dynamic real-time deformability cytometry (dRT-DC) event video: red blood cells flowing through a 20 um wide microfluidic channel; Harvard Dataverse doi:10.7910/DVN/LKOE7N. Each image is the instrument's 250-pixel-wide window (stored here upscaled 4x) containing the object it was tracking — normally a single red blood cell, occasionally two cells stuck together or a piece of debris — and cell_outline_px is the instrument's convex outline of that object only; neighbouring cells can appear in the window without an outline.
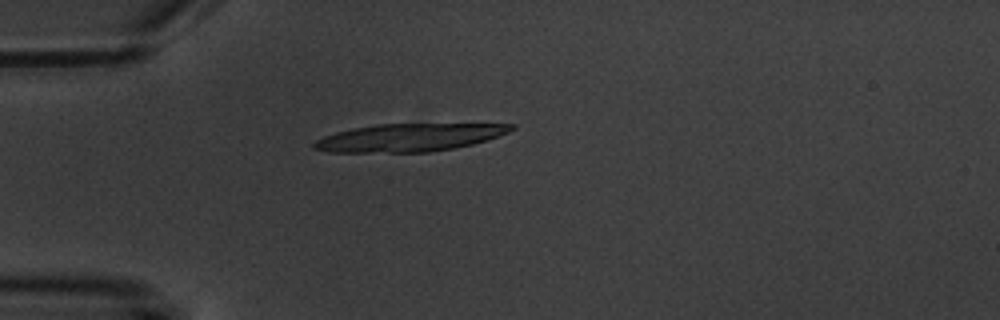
{"species": "common noctule bat (a hibernating species)", "species_latin": "Nyctalus noctula", "temperature_condition": "warm", "stored_images_in_passage": 5, "camera_frame_rate_fps": 3000, "um_per_image_px": 0.085, "animal": {"sex": "male", "body_mass_g": 20.1, "forearm_length_mm": 53.5}, "frame": {"image": 1, "passage_image": 4, "time_ms": 4.333, "image_size_px": [1000, 320], "cell_outline_px": [[516, 128], [508, 132], [472, 144], [452, 148], [428, 152], [328, 152], [312, 148], [312, 144], [316, 140], [324, 136], [336, 132], [352, 128], [376, 124], [516, 124]], "centroid_in_image_um": [34.73, 11.69], "position_along_channel_um": 50.3, "area_um2": 31.67}}